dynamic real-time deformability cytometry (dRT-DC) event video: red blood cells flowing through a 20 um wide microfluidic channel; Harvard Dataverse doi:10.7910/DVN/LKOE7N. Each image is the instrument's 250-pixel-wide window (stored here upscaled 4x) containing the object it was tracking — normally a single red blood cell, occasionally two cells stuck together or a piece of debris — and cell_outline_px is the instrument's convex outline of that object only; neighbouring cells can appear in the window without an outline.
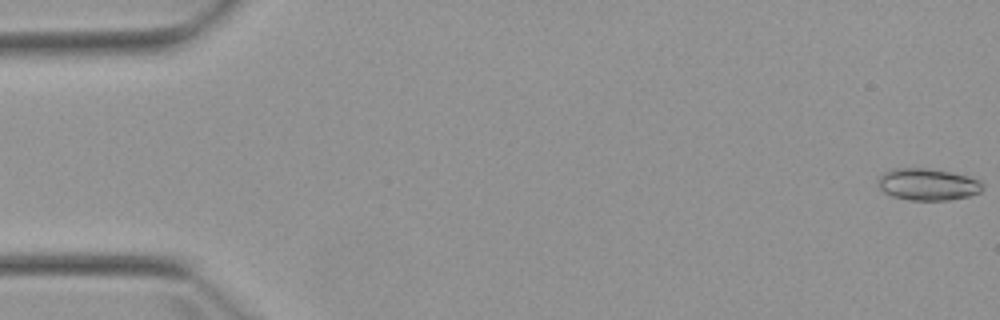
{"species": "Egyptian fruit bat (a non-hibernating species)", "species_latin": "Rousettus aegyptiacus", "temperature_condition": "warm", "stored_images_in_passage": 5, "camera_frame_rate_fps": 3000, "um_per_image_px": 0.085, "animal": {"sex": "female"}, "frame": {"image": 1, "passage_image": 1, "time_ms": 0.0, "image_size_px": [1000, 320], "cell_outline_px": [[984, 188], [980, 192], [968, 196], [948, 200], [908, 200], [892, 196], [884, 192], [880, 188], [876, 180], [884, 172], [892, 168], [924, 168], [948, 172], [968, 176], [980, 180]], "centroid_in_image_um": [78.83, 15.67], "position_along_channel_um": 6.2, "area_um2": 19.42}}